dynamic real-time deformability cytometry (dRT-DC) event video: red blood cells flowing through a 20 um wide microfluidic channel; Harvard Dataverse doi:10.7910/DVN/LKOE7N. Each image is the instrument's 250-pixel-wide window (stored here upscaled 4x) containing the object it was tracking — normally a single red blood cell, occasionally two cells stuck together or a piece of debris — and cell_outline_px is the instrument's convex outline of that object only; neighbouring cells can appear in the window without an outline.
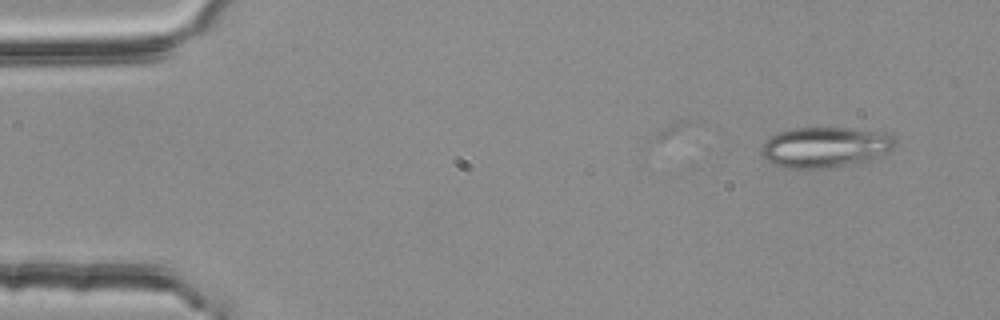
{"species": "common noctule bat (a hibernating species)", "species_latin": "Nyctalus noctula", "temperature_condition": "room temperature", "stored_images_in_passage": 5, "camera_frame_rate_fps": 3000, "um_per_image_px": 0.085, "animal": {"sex": "female", "body_mass_g": 25.1}, "frame": {"image": 1, "passage_image": 2, "time_ms": 0.333, "image_size_px": [1000, 320], "cell_outline_px": [[896, 148], [888, 152], [868, 160], [828, 168], [784, 168], [772, 164], [760, 152], [760, 148], [764, 140], [776, 132], [792, 128], [844, 128], [884, 132], [892, 136], [896, 140]], "centroid_in_image_um": [70.1, 12.5], "position_along_channel_um": 14.9, "area_um2": 31.73}}